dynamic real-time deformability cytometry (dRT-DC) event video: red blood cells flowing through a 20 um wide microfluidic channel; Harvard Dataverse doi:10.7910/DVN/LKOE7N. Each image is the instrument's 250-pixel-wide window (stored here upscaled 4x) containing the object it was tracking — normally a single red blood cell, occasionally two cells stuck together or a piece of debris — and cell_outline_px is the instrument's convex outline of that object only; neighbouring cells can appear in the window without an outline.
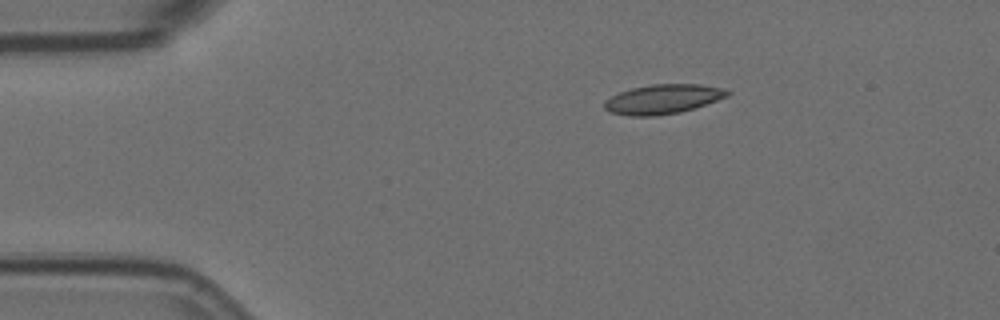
{"species": "Egyptian fruit bat (a non-hibernating species)", "species_latin": "Rousettus aegyptiacus", "temperature_condition": "room temperature", "stored_images_in_passage": 2, "camera_frame_rate_fps": 3000, "um_per_image_px": 0.085, "animal": {"sex": "female"}, "frame": {"image": 1, "passage_image": 2, "time_ms": 0.333, "image_size_px": [1000, 320], "cell_outline_px": [[732, 92], [728, 96], [680, 112], [652, 116], [628, 116], [608, 112], [604, 108], [604, 100], [620, 92], [632, 88], [652, 84], [700, 84], [724, 88]], "centroid_in_image_um": [56.32, 8.42], "position_along_channel_um": 28.7, "area_um2": 21.04}}